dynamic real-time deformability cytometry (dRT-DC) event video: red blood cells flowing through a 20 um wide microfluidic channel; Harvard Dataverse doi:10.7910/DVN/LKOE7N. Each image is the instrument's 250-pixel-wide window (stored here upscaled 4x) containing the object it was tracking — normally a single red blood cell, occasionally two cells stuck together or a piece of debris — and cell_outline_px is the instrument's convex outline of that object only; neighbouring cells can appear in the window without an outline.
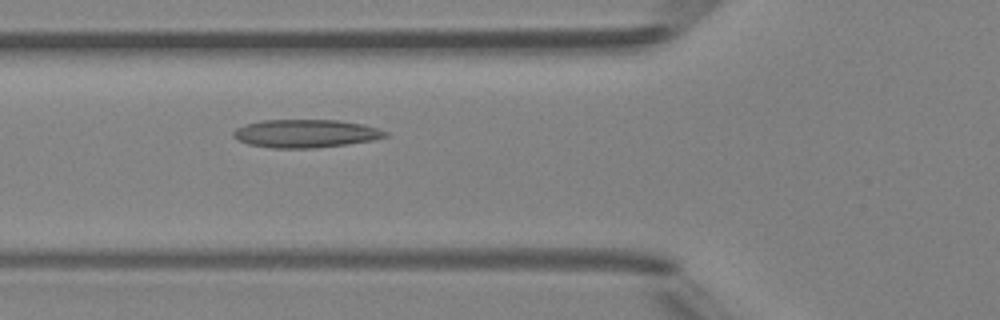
{"species": "Egyptian fruit bat (a non-hibernating species)", "species_latin": "Rousettus aegyptiacus", "temperature_condition": "room temperature", "stored_images_in_passage": 2, "camera_frame_rate_fps": 3000, "um_per_image_px": 0.085, "animal": {"sex": "female"}, "frame": {"image": 1, "passage_image": 2, "time_ms": 1.0, "image_size_px": [1000, 320], "cell_outline_px": [[388, 136], [372, 140], [348, 144], [316, 148], [272, 148], [248, 144], [232, 136], [232, 132], [236, 128], [248, 124], [264, 120], [336, 120], [360, 124], [376, 128], [388, 132]], "centroid_in_image_um": [25.97, 11.36], "position_along_channel_um": 99.8, "area_um2": 24.68}}